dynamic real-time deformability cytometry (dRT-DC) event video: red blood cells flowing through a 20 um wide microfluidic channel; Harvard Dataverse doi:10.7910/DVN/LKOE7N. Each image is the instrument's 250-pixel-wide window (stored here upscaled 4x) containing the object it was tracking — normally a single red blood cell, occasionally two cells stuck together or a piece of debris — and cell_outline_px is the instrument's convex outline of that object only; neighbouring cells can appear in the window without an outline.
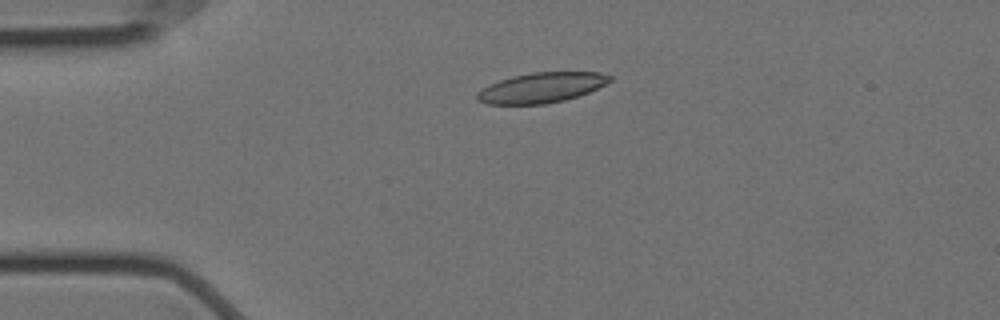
{"species": "Egyptian fruit bat (a non-hibernating species)", "species_latin": "Rousettus aegyptiacus", "temperature_condition": "cold", "stored_images_in_passage": 57, "camera_frame_rate_fps": 3000, "um_per_image_px": 0.085, "animal": {"sex": "female"}, "frame": {"image": 1, "passage_image": 13, "time_ms": 4.0, "image_size_px": [1000, 320], "cell_outline_px": [[612, 80], [580, 96], [564, 100], [544, 104], [488, 104], [476, 100], [476, 92], [488, 84], [512, 76], [532, 72], [600, 72], [612, 76]], "centroid_in_image_um": [45.99, 7.45], "position_along_channel_um": 39.0, "area_um2": 23.35}}
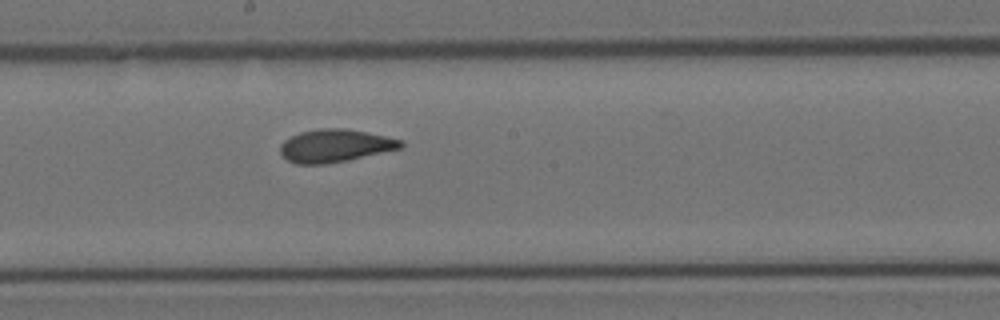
{"frame": {"image": 2, "passage_image": 31, "time_ms": 10.0, "image_size_px": [1000, 320], "cell_outline_px": [[404, 144], [400, 148], [348, 160], [324, 164], [296, 164], [288, 160], [280, 152], [280, 144], [284, 140], [300, 132], [316, 128], [344, 128], [368, 132], [404, 140]], "centroid_in_image_um": [28.48, 12.37], "position_along_channel_um": 219.7, "area_um2": 23.06}}
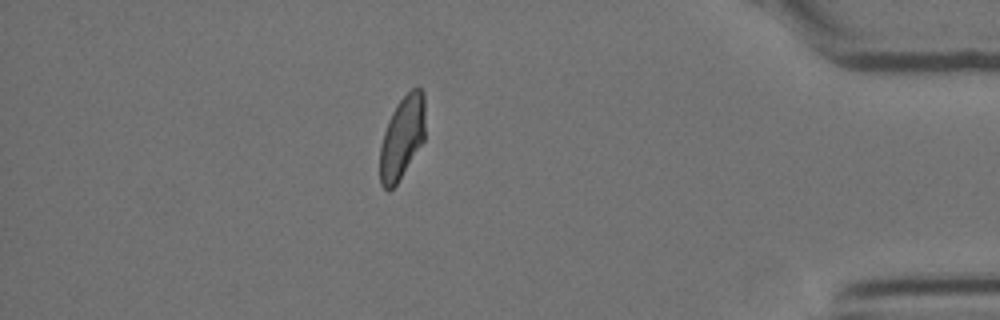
{"frame": {"image": 3, "passage_image": 50, "time_ms": 16.333, "image_size_px": [1000, 320], "cell_outline_px": [[424, 140], [396, 184], [388, 192], [380, 184], [380, 148], [384, 132], [388, 120], [396, 104], [412, 88], [420, 88], [424, 92]], "centroid_in_image_um": [34.17, 11.68], "position_along_channel_um": 401.0, "area_um2": 21.56}, "authors_computed_cell_mechanics": {"area_um2": 23.1778, "velocity_mm_per_s": 3.5113, "shape_relaxation_time_tau1_ms": 5.17, "shape_relaxation_time_tau2_ms": 1.9, "deformation_change_tau1": 0.149, "deformation_change_tau2": 0.0649}}